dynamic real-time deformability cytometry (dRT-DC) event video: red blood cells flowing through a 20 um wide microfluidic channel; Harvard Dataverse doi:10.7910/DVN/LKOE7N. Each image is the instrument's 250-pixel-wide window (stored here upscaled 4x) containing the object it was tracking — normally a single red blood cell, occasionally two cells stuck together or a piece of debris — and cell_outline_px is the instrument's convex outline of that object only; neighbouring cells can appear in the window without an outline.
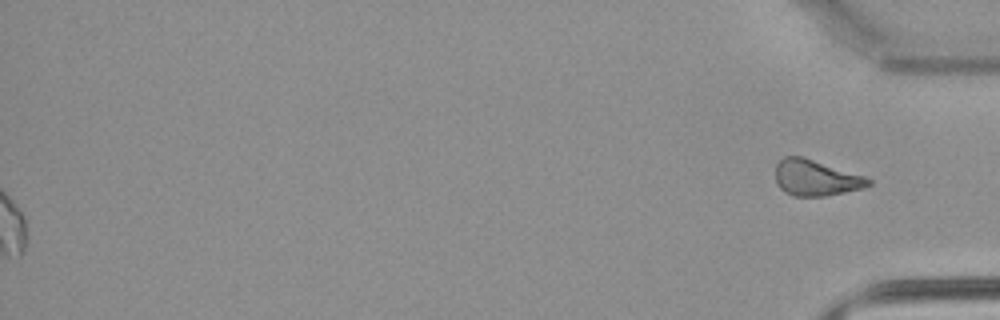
{"species": "common noctule bat (a hibernating species)", "species_latin": "Nyctalus noctula", "temperature_condition": "warm", "stored_images_in_passage": 32, "segment_of_instrument_passage": [2, 2], "camera_frame_rate_fps": 3000, "um_per_image_px": 0.085, "animal": {"sex": "male", "body_mass_g": 21.5, "forearm_length_mm": 52.0}, "frame": {"image": 1, "passage_image": 32, "time_ms": 10.333, "image_size_px": [1000, 320], "cell_outline_px": [[872, 184], [864, 188], [824, 196], [792, 196], [784, 192], [776, 184], [776, 164], [784, 156], [800, 156], [864, 176], [872, 180]], "centroid_in_image_um": [69.32, 15.13], "position_along_channel_um": 365.9, "area_um2": 19.31}}